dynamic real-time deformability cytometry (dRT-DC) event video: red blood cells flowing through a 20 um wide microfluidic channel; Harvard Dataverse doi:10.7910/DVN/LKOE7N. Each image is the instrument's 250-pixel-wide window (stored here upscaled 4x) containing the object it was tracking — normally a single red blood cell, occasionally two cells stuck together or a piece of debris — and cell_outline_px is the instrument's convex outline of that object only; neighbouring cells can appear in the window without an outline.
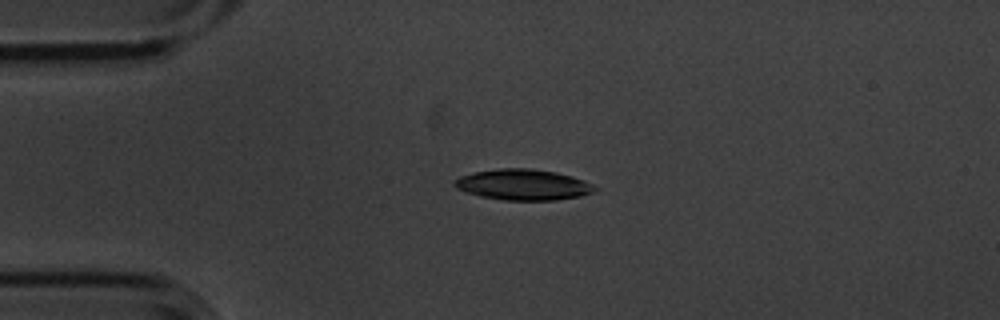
{"species": "common noctule bat (a hibernating species)", "species_latin": "Nyctalus noctula", "temperature_condition": "cold", "stored_images_in_passage": 4, "camera_frame_rate_fps": 3000, "um_per_image_px": 0.085, "animal": {"sex": "male", "body_mass_g": 20.1, "forearm_length_mm": 53.5}, "frame": {"image": 1, "passage_image": 3, "time_ms": 0.667, "image_size_px": [1000, 320], "cell_outline_px": [[600, 188], [592, 192], [580, 196], [556, 200], [504, 200], [480, 196], [464, 192], [456, 188], [452, 184], [452, 180], [460, 176], [476, 172], [500, 168], [532, 168], [556, 172], [572, 176], [584, 180]], "centroid_in_image_um": [44.45, 15.69], "position_along_channel_um": 40.5, "area_um2": 25.37}}